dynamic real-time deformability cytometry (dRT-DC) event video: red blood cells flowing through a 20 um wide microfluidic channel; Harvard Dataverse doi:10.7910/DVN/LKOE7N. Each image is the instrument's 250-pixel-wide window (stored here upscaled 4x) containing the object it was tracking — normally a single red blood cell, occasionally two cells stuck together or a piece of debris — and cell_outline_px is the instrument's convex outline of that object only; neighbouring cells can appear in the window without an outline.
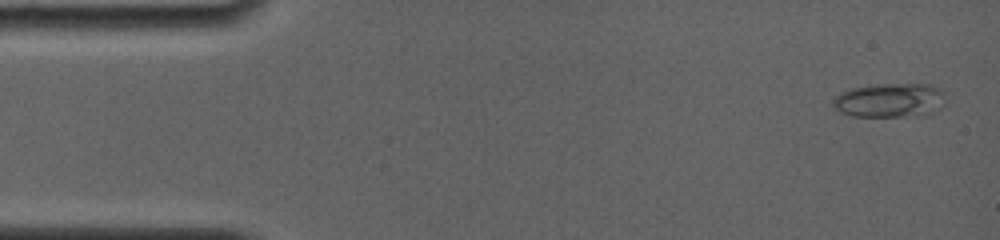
{"species": "common noctule bat (a hibernating species)", "species_latin": "Nyctalus noctula", "temperature_condition": "room temperature", "stored_images_in_passage": 7, "segment_of_instrument_passage": [2, 2], "camera_frame_rate_fps": 4000, "um_per_image_px": 0.085, "animal": {"sex": "female", "body_mass_g": 19.0, "forearm_length_mm": 56.7}, "frame": {"image": 1, "passage_image": 7, "time_ms": 5.5, "image_size_px": [1000, 240], "cell_outline_px": [[944, 92], [932, 112], [928, 116], [852, 116], [840, 112], [832, 108], [832, 100], [840, 92], [848, 88], [888, 84], [928, 84], [940, 88]], "centroid_in_image_um": [75.52, 8.53], "position_along_channel_um": 9.5, "area_um2": 22.14}}